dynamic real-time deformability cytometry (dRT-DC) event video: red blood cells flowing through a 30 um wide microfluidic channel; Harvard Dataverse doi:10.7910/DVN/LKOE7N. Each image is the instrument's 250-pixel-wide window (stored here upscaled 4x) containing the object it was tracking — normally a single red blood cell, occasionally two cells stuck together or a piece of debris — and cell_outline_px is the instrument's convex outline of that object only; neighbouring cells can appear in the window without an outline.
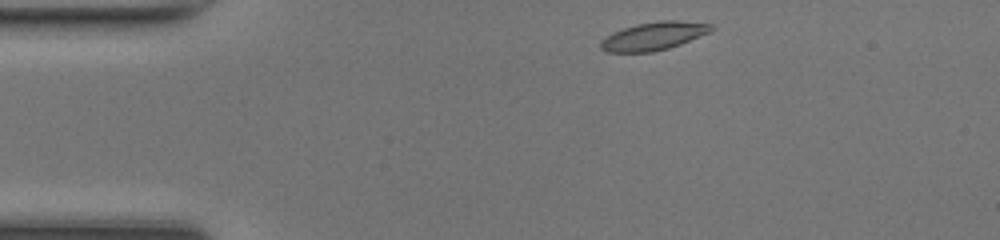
{"species": "common noctule bat (a hibernating species)", "species_latin": "Nyctalus noctula", "temperature_condition": "room temperature", "stored_images_in_passage": 40, "camera_frame_rate_fps": 3000, "um_per_image_px": 0.085, "animal": {"sex": "female", "body_mass_g": 17.0, "forearm_length_mm": 48.0}, "frame": {"image": 1, "passage_image": 1, "time_ms": 0.0, "image_size_px": [1000, 240], "cell_outline_px": [[716, 28], [708, 32], [680, 44], [668, 48], [652, 52], [604, 52], [600, 48], [600, 40], [612, 32], [636, 24], [660, 20], [680, 20], [712, 24]], "centroid_in_image_um": [55.53, 3.06], "position_along_channel_um": 29.5, "area_um2": 18.15}}
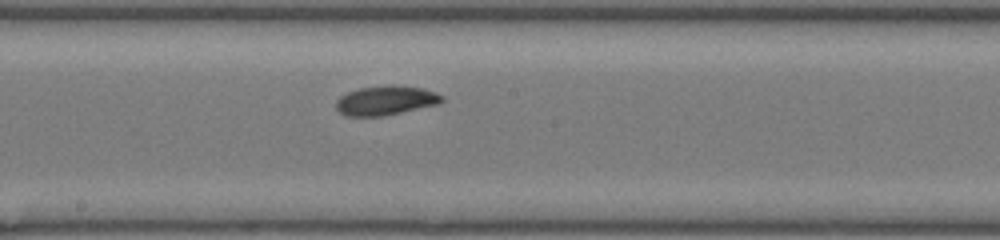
{"frame": {"image": 2, "passage_image": 18, "time_ms": 5.667, "image_size_px": [1000, 240], "cell_outline_px": [[444, 100], [436, 104], [384, 116], [344, 116], [336, 108], [336, 100], [340, 96], [348, 92], [360, 88], [388, 84], [392, 84], [424, 88], [436, 92], [444, 96]], "centroid_in_image_um": [32.78, 8.52], "position_along_channel_um": 215.4, "area_um2": 18.21}}
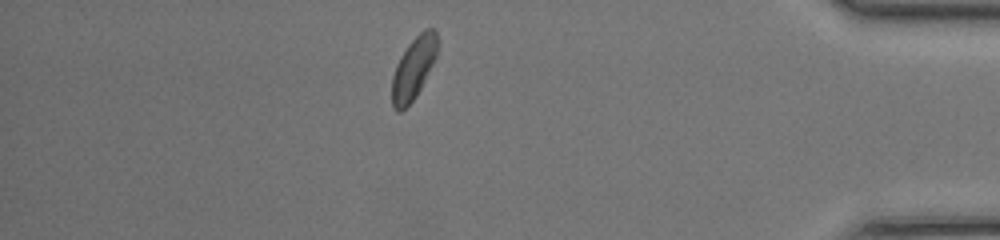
{"frame": {"image": 3, "passage_image": 34, "time_ms": 11.0, "image_size_px": [1000, 240], "cell_outline_px": [[436, 56], [416, 96], [400, 112], [396, 112], [392, 108], [392, 76], [396, 64], [400, 56], [408, 44], [424, 28], [436, 28]], "centroid_in_image_um": [35.11, 5.8], "position_along_channel_um": 400.1, "area_um2": 16.18}, "authors_computed_cell_mechanics": {"area_um2": 17.6001, "velocity_mm_per_s": 4.27, "shape_relaxation_time_tau1_ms": 5.4943, "shape_relaxation_time_tau2_ms": 4.146, "deformation_change_tau1": 0.1469, "deformation_change_tau2": 0.0798}}